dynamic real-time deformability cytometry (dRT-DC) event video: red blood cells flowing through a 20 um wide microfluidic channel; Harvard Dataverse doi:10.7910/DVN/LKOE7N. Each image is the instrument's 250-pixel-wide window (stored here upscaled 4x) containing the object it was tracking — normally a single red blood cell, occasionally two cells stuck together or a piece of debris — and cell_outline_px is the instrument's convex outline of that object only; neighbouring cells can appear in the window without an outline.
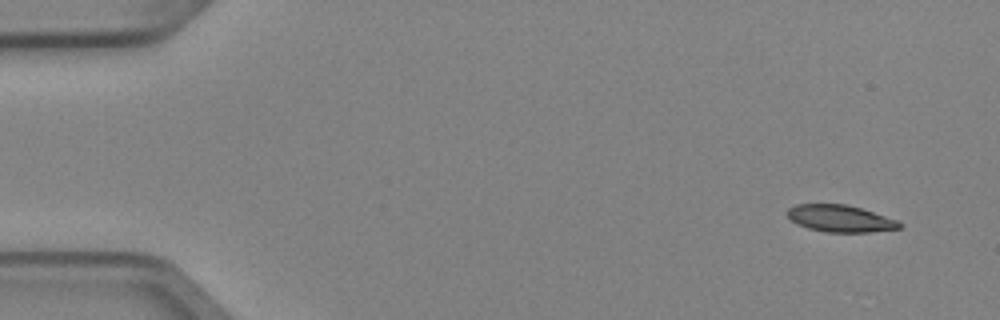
{"species": "Egyptian fruit bat (a non-hibernating species)", "species_latin": "Rousettus aegyptiacus", "temperature_condition": "cold", "stored_images_in_passage": 4, "camera_frame_rate_fps": 3000, "um_per_image_px": 0.085, "animal": {"sex": "female"}, "frame": {"image": 1, "passage_image": 1, "time_ms": 0.0, "image_size_px": [1000, 320], "cell_outline_px": [[904, 224], [900, 228], [868, 232], [828, 232], [808, 228], [792, 220], [784, 212], [788, 208], [796, 204], [848, 204], [896, 220]], "centroid_in_image_um": [71.4, 18.56], "position_along_channel_um": 13.6, "area_um2": 17.4}}
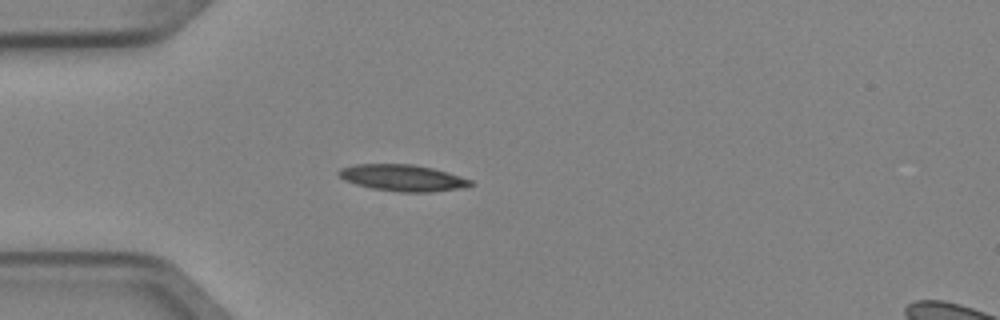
{"frame": {"image": 2, "passage_image": 4, "time_ms": 1.0, "image_size_px": [1000, 320], "cell_outline_px": [[472, 184], [456, 188], [432, 192], [404, 192], [372, 188], [356, 184], [344, 180], [336, 172], [340, 168], [352, 164], [412, 164], [432, 168], [448, 172], [472, 180]], "centroid_in_image_um": [34.16, 15.1], "position_along_channel_um": 50.8, "area_um2": 20.11}}